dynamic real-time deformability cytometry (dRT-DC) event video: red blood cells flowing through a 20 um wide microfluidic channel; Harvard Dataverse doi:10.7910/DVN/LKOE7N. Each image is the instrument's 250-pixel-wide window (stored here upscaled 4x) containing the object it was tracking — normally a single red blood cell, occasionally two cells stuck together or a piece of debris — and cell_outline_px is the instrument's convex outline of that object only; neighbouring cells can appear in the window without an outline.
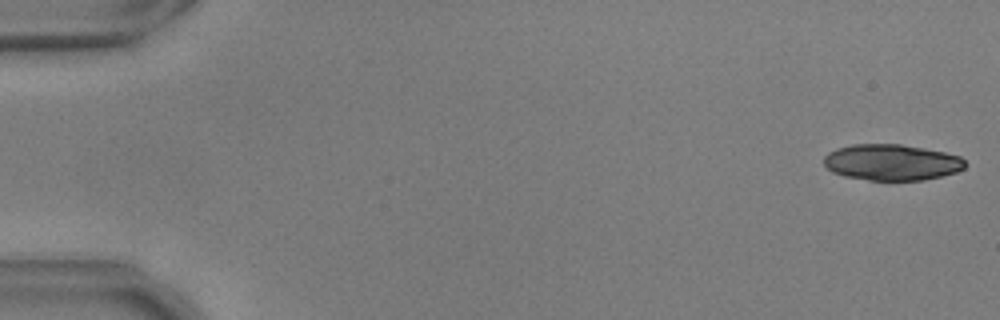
{"species": "common noctule bat (a hibernating species)", "species_latin": "Nyctalus noctula", "temperature_condition": "warm", "stored_images_in_passage": 10, "camera_frame_rate_fps": 3000, "um_per_image_px": 0.085, "animal": {"sex": "male", "body_mass_g": 17.9, "forearm_length_mm": 54.2}, "frame": {"image": 1, "passage_image": 1, "time_ms": 0.0, "image_size_px": [1000, 320], "cell_outline_px": [[964, 168], [956, 172], [924, 180], [868, 180], [844, 176], [832, 172], [824, 164], [824, 156], [828, 152], [836, 148], [852, 144], [900, 144], [924, 148], [944, 152], [960, 156], [964, 160]], "centroid_in_image_um": [75.76, 13.79], "position_along_channel_um": 9.2, "area_um2": 29.71}}